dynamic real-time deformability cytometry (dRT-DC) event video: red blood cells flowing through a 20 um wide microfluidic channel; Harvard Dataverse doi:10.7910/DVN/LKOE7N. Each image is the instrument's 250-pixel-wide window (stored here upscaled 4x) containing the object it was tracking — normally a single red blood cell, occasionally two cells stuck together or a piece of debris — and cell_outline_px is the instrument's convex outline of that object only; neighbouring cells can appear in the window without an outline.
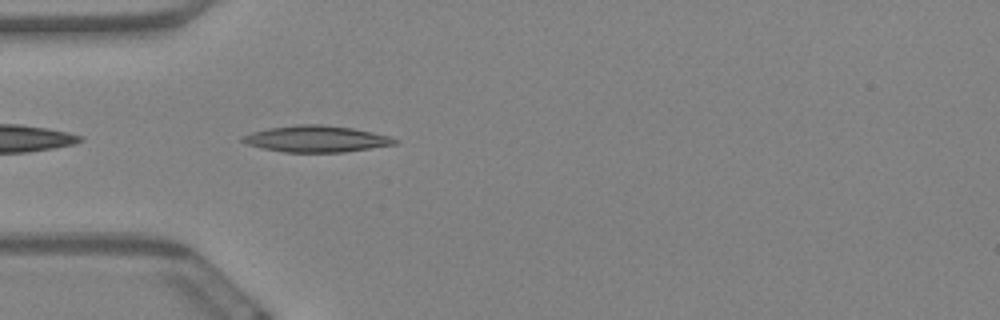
{"species": "Egyptian fruit bat (a non-hibernating species)", "species_latin": "Rousettus aegyptiacus", "temperature_condition": "warm", "stored_images_in_passage": 7, "camera_frame_rate_fps": 3000, "um_per_image_px": 0.085, "animal": {"sex": "female"}, "frame": {"image": 1, "passage_image": 2, "time_ms": 0.333, "image_size_px": [1000, 320], "cell_outline_px": [[396, 144], [344, 152], [284, 152], [264, 148], [248, 144], [240, 140], [240, 136], [252, 132], [268, 128], [296, 124], [320, 124], [352, 128], [372, 132], [388, 136], [396, 140]], "centroid_in_image_um": [26.84, 11.8], "position_along_channel_um": 58.2, "area_um2": 23.24}}